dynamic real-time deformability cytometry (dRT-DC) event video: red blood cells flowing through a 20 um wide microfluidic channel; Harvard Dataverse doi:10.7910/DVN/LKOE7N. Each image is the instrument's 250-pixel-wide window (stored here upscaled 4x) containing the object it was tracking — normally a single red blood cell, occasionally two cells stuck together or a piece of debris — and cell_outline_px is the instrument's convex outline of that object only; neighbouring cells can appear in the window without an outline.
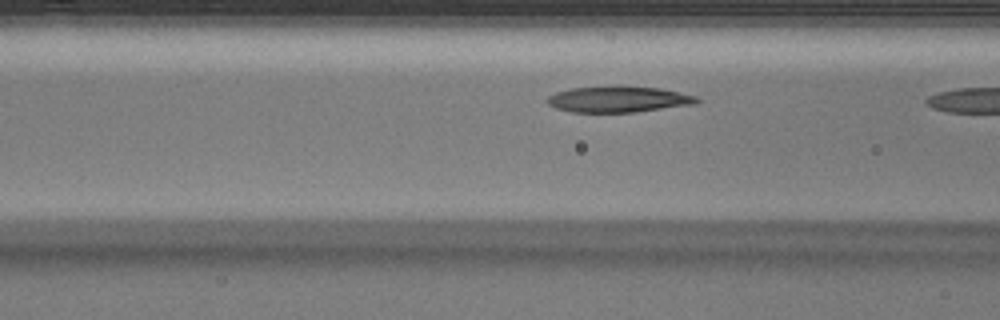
{"species": "Egyptian fruit bat (a non-hibernating species)", "species_latin": "Rousettus aegyptiacus", "temperature_condition": "warm", "stored_images_in_passage": 7, "camera_frame_rate_fps": 3000, "um_per_image_px": 0.085, "animal": {"sex": "male"}, "frame": {"image": 1, "passage_image": 6, "time_ms": 1.667, "image_size_px": [1000, 320], "cell_outline_px": [[700, 100], [696, 104], [636, 112], [572, 112], [556, 108], [548, 104], [544, 100], [548, 96], [556, 92], [572, 88], [660, 88], [696, 96]], "centroid_in_image_um": [52.56, 8.47], "position_along_channel_um": 114.0, "area_um2": 21.96}}